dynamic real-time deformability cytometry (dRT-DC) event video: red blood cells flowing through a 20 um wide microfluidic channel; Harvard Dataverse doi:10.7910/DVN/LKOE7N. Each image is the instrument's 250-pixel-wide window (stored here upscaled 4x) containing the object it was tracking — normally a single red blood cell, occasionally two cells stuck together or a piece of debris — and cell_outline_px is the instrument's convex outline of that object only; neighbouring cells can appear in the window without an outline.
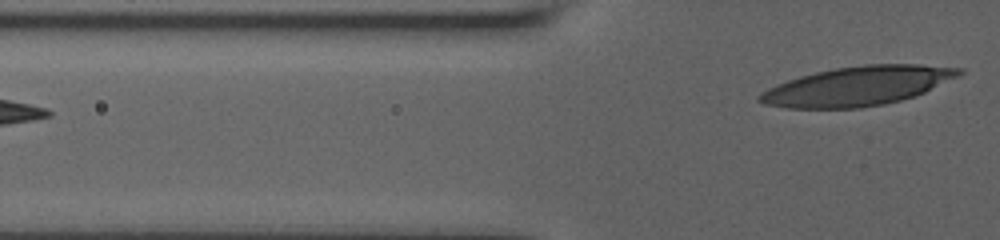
{"species": "human", "species_latin": "Homo sapiens", "temperature_condition": "room temperature", "stored_images_in_passage": 5, "segment_of_instrument_passage": [2, 2], "camera_frame_rate_fps": 3000, "um_per_image_px": 0.085, "donor": {"sex": "male"}, "frame": {"image": 1, "passage_image": 5, "time_ms": 4.0, "image_size_px": [1000, 240], "cell_outline_px": [[964, 72], [960, 76], [924, 92], [900, 100], [884, 104], [860, 108], [788, 108], [764, 104], [756, 100], [756, 96], [760, 92], [776, 84], [800, 76], [816, 72], [836, 68], [864, 64], [916, 64], [964, 68]], "centroid_in_image_um": [72.89, 7.31], "position_along_channel_um": 52.9, "area_um2": 45.55}}